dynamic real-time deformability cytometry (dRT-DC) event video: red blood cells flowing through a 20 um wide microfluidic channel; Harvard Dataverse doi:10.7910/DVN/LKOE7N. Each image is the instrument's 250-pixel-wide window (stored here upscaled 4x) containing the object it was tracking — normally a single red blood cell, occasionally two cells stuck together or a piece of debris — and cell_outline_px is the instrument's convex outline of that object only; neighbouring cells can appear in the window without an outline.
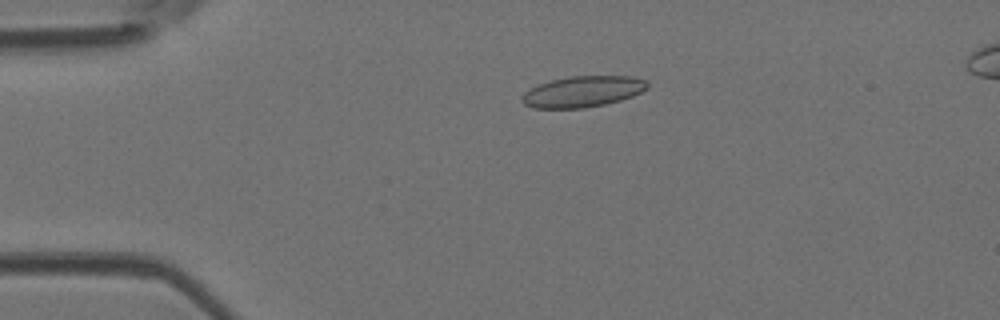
{"species": "Egyptian fruit bat (a non-hibernating species)", "species_latin": "Rousettus aegyptiacus", "temperature_condition": "room temperature", "stored_images_in_passage": 5, "camera_frame_rate_fps": 3000, "um_per_image_px": 0.085, "animal": {"sex": "female"}, "frame": {"image": 1, "passage_image": 3, "time_ms": 0.667, "image_size_px": [1000, 320], "cell_outline_px": [[648, 88], [632, 96], [620, 100], [604, 104], [584, 108], [532, 108], [524, 104], [520, 100], [520, 96], [524, 92], [540, 84], [552, 80], [572, 76], [632, 76], [644, 80], [648, 84]], "centroid_in_image_um": [49.51, 7.79], "position_along_channel_um": 35.5, "area_um2": 22.54}}